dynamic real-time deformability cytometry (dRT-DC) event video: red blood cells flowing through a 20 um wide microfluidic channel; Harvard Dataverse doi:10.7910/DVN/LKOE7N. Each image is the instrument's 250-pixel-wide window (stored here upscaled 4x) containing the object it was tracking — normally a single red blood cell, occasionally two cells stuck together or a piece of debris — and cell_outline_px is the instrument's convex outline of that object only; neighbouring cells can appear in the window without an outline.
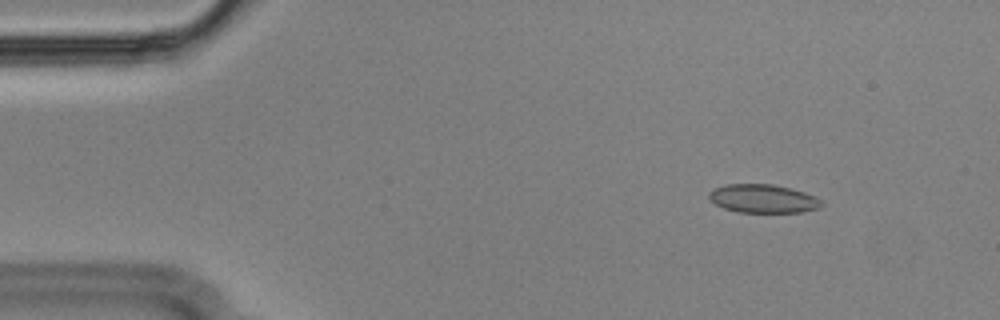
{"species": "Egyptian fruit bat (a non-hibernating species)", "species_latin": "Rousettus aegyptiacus", "temperature_condition": "cold", "stored_images_in_passage": 50, "segment_of_instrument_passage": [1, 2], "camera_frame_rate_fps": 3000, "um_per_image_px": 0.085, "animal": {"sex": "male"}, "frame": {"image": 1, "passage_image": 1, "time_ms": 0.0, "image_size_px": [1000, 320], "cell_outline_px": [[824, 204], [820, 208], [804, 212], [736, 212], [724, 208], [716, 204], [708, 196], [708, 192], [724, 184], [772, 184], [792, 188], [816, 196], [824, 200]], "centroid_in_image_um": [64.93, 16.88], "position_along_channel_um": 20.1, "area_um2": 18.9}}
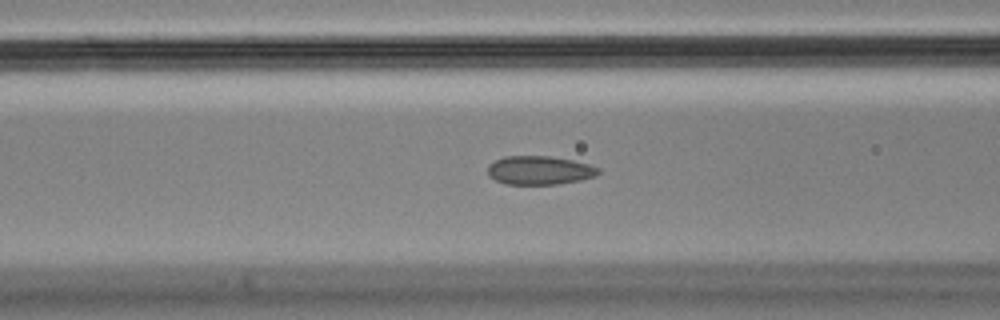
{"frame": {"image": 2, "passage_image": 16, "time_ms": 5.0, "image_size_px": [1000, 320], "cell_outline_px": [[600, 172], [596, 176], [580, 180], [560, 184], [504, 184], [488, 176], [488, 164], [504, 156], [552, 156], [572, 160], [588, 164], [600, 168]], "centroid_in_image_um": [45.86, 14.47], "position_along_channel_um": 120.7, "area_um2": 18.61}}
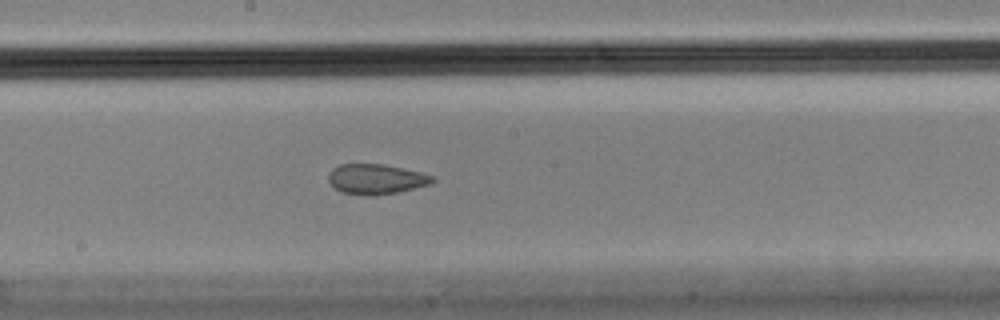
{"frame": {"image": 3, "passage_image": 24, "time_ms": 7.667, "image_size_px": [1000, 320], "cell_outline_px": [[436, 180], [432, 184], [400, 192], [372, 196], [364, 196], [340, 192], [328, 180], [328, 176], [332, 168], [340, 164], [384, 164], [420, 172], [432, 176]], "centroid_in_image_um": [31.98, 15.24], "position_along_channel_um": 216.2, "area_um2": 18.44}}